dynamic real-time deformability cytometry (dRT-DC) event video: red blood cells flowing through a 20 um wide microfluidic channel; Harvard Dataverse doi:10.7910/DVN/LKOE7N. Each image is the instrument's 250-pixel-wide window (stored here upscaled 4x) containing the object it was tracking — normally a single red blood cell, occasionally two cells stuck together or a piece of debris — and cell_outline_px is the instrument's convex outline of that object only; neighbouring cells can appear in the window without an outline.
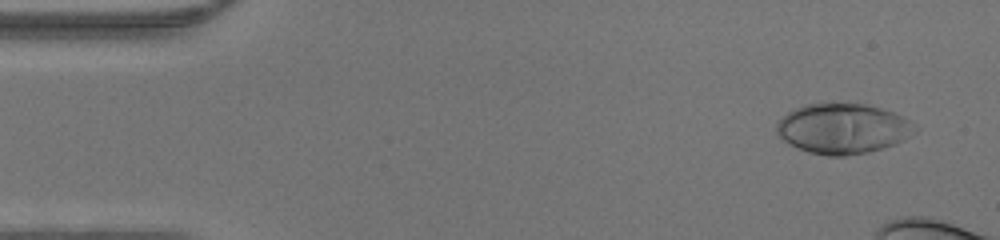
{"species": "human", "species_latin": "Homo sapiens", "temperature_condition": "warm", "stored_images_in_passage": 12, "camera_frame_rate_fps": 3000, "um_per_image_px": 0.085, "donor": {"sex": "male"}, "frame": {"image": 1, "passage_image": 3, "time_ms": 0.667, "image_size_px": [1000, 240], "cell_outline_px": [[920, 128], [916, 132], [896, 144], [868, 152], [844, 156], [828, 156], [808, 152], [784, 140], [776, 132], [776, 124], [788, 112], [796, 108], [808, 104], [864, 104], [880, 108], [892, 112], [908, 120]], "centroid_in_image_um": [71.67, 10.94], "position_along_channel_um": 13.3, "area_um2": 40.0}}